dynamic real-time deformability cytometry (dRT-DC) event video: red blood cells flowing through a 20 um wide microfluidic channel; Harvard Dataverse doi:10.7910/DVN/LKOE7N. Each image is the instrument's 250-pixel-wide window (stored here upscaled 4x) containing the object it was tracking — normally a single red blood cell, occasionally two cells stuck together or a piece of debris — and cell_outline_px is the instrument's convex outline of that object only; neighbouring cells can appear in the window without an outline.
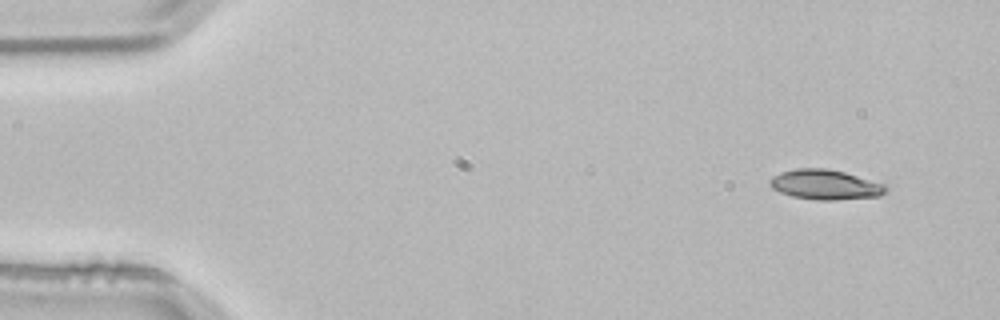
{"species": "common noctule bat (a hibernating species)", "species_latin": "Nyctalus noctula", "temperature_condition": "room temperature", "stored_images_in_passage": 3, "camera_frame_rate_fps": 3000, "um_per_image_px": 0.085, "animal": {"sex": "male", "body_mass_g": 21.5, "forearm_length_mm": 52.0}, "frame": {"image": 1, "passage_image": 1, "time_ms": 0.0, "image_size_px": [1000, 320], "cell_outline_px": [[888, 188], [880, 196], [836, 200], [816, 200], [792, 196], [780, 192], [772, 188], [768, 184], [768, 180], [772, 176], [780, 172], [796, 168], [824, 168], [844, 172], [888, 184]], "centroid_in_image_um": [70.14, 15.69], "position_along_channel_um": 14.9, "area_um2": 20.46}}
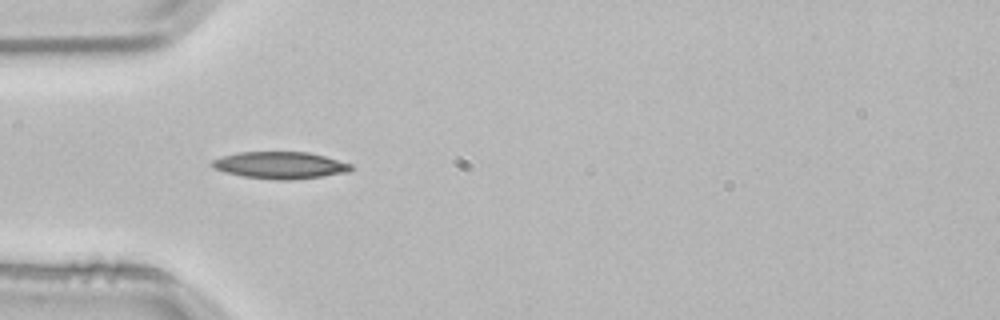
{"frame": {"image": 2, "passage_image": 3, "time_ms": 0.667, "image_size_px": [1000, 320], "cell_outline_px": [[352, 168], [348, 172], [320, 176], [288, 180], [276, 180], [244, 176], [224, 172], [212, 168], [212, 160], [220, 156], [236, 152], [308, 152], [324, 156], [352, 164]], "centroid_in_image_um": [23.76, 14.03], "position_along_channel_um": 61.2, "area_um2": 21.73}}